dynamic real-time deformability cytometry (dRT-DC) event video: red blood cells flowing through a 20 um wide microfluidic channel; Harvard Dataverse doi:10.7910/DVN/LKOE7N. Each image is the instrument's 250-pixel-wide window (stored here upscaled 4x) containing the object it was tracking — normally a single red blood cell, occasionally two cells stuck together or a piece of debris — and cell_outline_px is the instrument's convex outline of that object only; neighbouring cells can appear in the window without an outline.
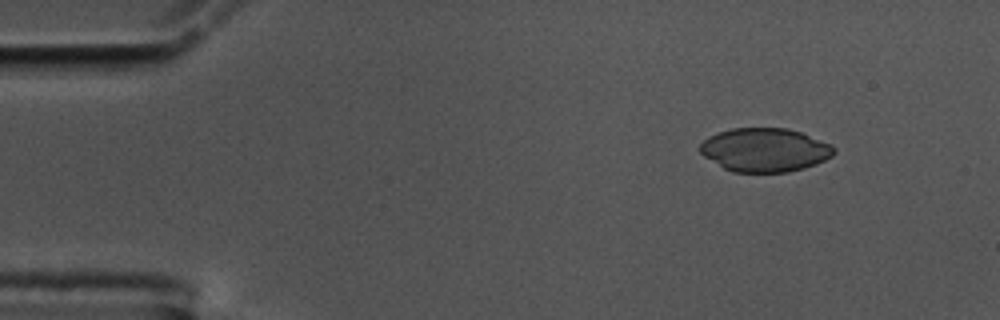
{"species": "common noctule bat (a hibernating species)", "species_latin": "Nyctalus noctula", "temperature_condition": "cold", "stored_images_in_passage": 51, "camera_frame_rate_fps": 3000, "um_per_image_px": 0.085, "animal": {"sex": "male", "body_mass_g": 17.5, "forearm_length_mm": 52.3}, "frame": {"image": 1, "passage_image": 2, "time_ms": 0.333, "image_size_px": [1000, 320], "cell_outline_px": [[836, 152], [832, 156], [816, 164], [804, 168], [788, 172], [732, 172], [724, 168], [704, 156], [700, 152], [700, 144], [708, 136], [732, 128], [788, 128], [800, 132], [832, 144], [836, 148]], "centroid_in_image_um": [65.03, 12.74], "position_along_channel_um": 20.0, "area_um2": 34.1}}